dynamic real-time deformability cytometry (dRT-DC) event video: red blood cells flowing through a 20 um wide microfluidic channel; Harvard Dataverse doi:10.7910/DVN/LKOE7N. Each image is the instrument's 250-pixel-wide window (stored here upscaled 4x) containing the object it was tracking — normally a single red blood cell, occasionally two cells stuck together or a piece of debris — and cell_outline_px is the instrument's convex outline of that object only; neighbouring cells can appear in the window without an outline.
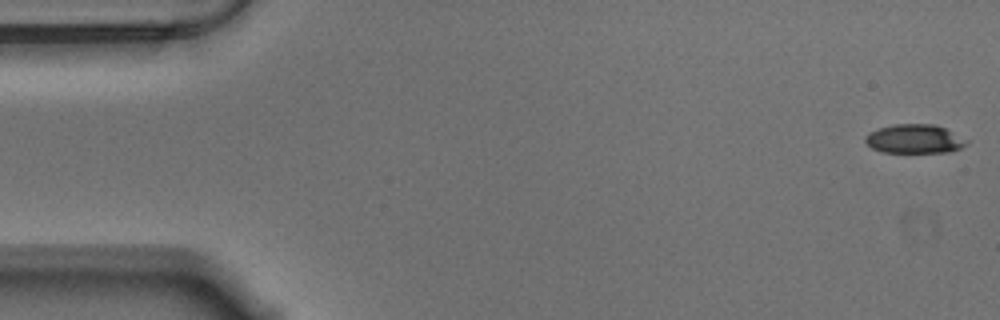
{"species": "Egyptian fruit bat (a non-hibernating species)", "species_latin": "Rousettus aegyptiacus", "temperature_condition": "warm", "stored_images_in_passage": 57, "camera_frame_rate_fps": 3000, "um_per_image_px": 0.085, "animal": {"sex": "male"}, "frame": {"image": 1, "passage_image": 1, "time_ms": 0.0, "image_size_px": [1000, 320], "cell_outline_px": [[968, 144], [960, 148], [948, 152], [880, 152], [872, 148], [864, 140], [864, 136], [868, 132], [880, 128], [896, 124], [932, 124], [944, 128], [968, 140]], "centroid_in_image_um": [77.71, 11.81], "position_along_channel_um": 7.3, "area_um2": 16.99}}
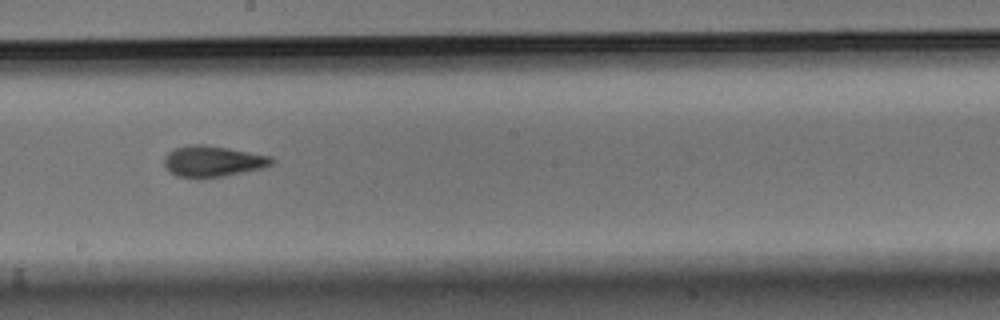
{"frame": {"image": 2, "passage_image": 31, "time_ms": 10.0, "image_size_px": [1000, 320], "cell_outline_px": [[276, 160], [272, 164], [264, 168], [224, 176], [200, 180], [196, 180], [176, 176], [168, 172], [164, 164], [164, 156], [172, 148], [192, 144], [204, 144], [228, 148], [272, 156]], "centroid_in_image_um": [18.05, 13.73], "position_along_channel_um": 230.1, "area_um2": 20.11}}
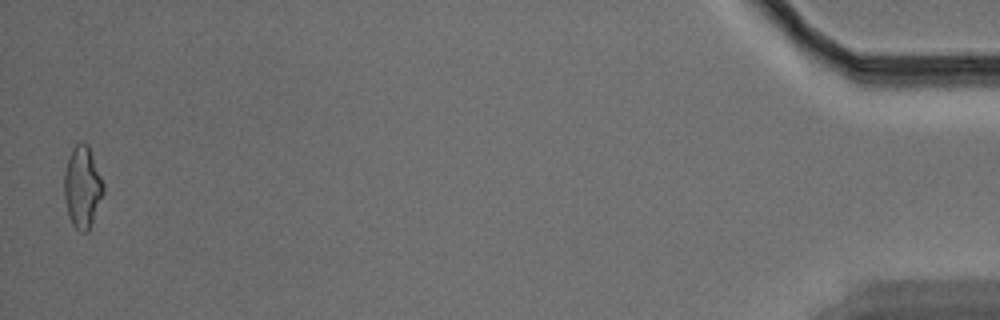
{"frame": {"image": 3, "passage_image": 56, "time_ms": 18.333, "image_size_px": [1000, 320], "cell_outline_px": [[104, 192], [88, 232], [80, 232], [72, 224], [68, 216], [64, 196], [64, 172], [68, 156], [72, 148], [80, 140], [88, 144], [104, 184]], "centroid_in_image_um": [6.99, 15.88], "position_along_channel_um": 428.2, "area_um2": 18.79}, "authors_computed_cell_mechanics": {"area_um2": 18.6694, "velocity_mm_per_s": 3.5306, "shape_relaxation_time_tau1_ms": 9.7349, "shape_relaxation_time_tau2_ms": 2.6129, "deformation_change_tau1": 0.232, "deformation_change_tau2": 0.094}}